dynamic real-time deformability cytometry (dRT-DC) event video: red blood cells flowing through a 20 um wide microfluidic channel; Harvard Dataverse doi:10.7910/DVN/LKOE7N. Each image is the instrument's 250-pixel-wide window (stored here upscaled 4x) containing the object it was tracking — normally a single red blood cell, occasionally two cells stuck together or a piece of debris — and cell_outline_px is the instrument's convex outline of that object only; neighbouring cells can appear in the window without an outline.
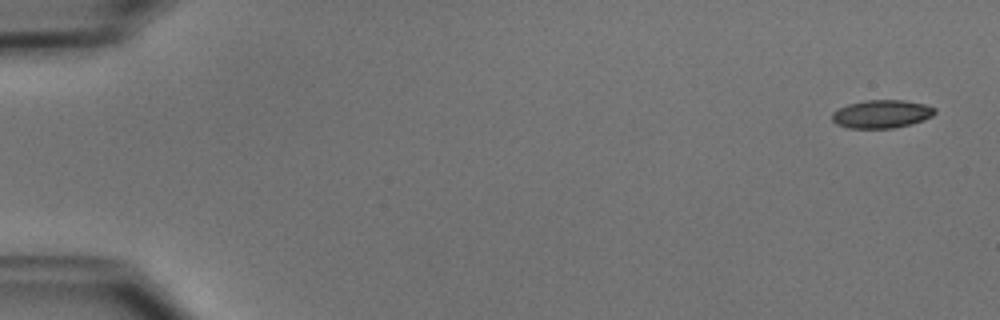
{"species": "common noctule bat (a hibernating species)", "species_latin": "Nyctalus noctula", "temperature_condition": "cold", "stored_images_in_passage": 50, "camera_frame_rate_fps": 3000, "um_per_image_px": 0.085, "animal": {"sex": "male", "body_mass_g": 15.6}, "frame": {"image": 1, "passage_image": 1, "time_ms": 0.0, "image_size_px": [1000, 320], "cell_outline_px": [[936, 112], [932, 116], [924, 120], [912, 124], [892, 128], [848, 128], [836, 124], [832, 120], [832, 112], [848, 104], [864, 100], [904, 100], [924, 104], [936, 108]], "centroid_in_image_um": [74.95, 9.69], "position_along_channel_um": 10.1, "area_um2": 16.94}}
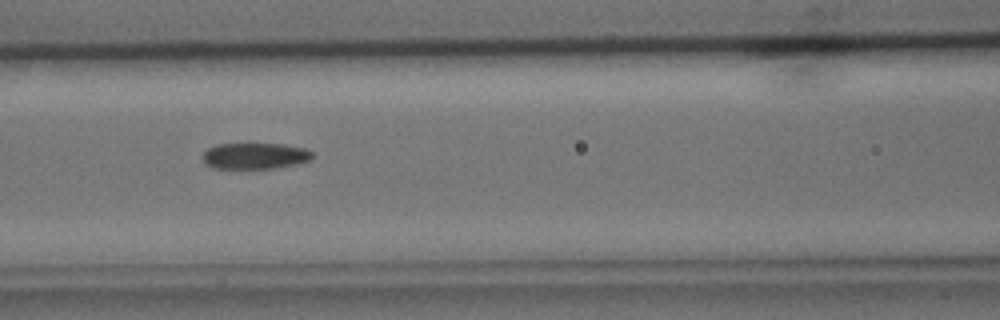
{"frame": {"image": 2, "passage_image": 22, "time_ms": 7.0, "image_size_px": [1000, 320], "cell_outline_px": [[312, 160], [296, 164], [276, 168], [212, 168], [204, 164], [204, 152], [208, 148], [216, 144], [248, 140], [284, 144], [304, 148], [312, 152]], "centroid_in_image_um": [21.65, 13.19], "position_along_channel_um": 145.0, "area_um2": 17.69}}
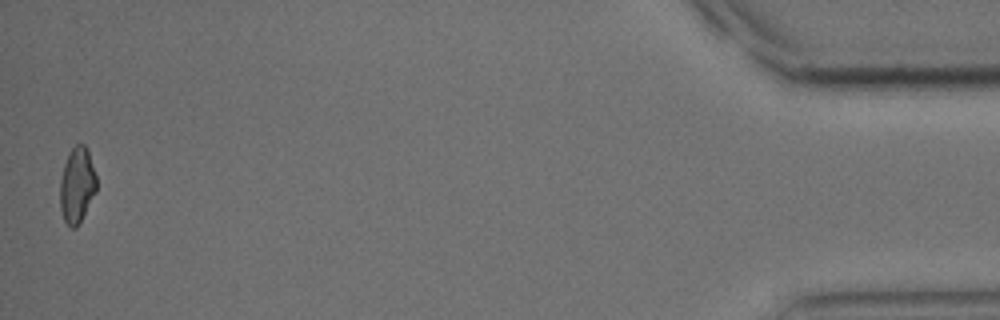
{"frame": {"image": 3, "passage_image": 50, "time_ms": 16.333, "image_size_px": [1000, 320], "cell_outline_px": [[96, 192], [76, 228], [72, 228], [64, 220], [60, 208], [60, 180], [64, 164], [68, 152], [76, 144], [84, 144], [88, 152], [96, 176]], "centroid_in_image_um": [6.53, 15.73], "position_along_channel_um": 428.7, "area_um2": 15.9}, "authors_computed_cell_mechanics": {"area_um2": 17.3111, "velocity_mm_per_s": 3.9402, "shape_relaxation_time_tau1_ms": 6.1586, "shape_relaxation_time_tau2_ms": 3.0338, "deformation_change_tau1": 0.1125, "deformation_change_tau2": 0.0892}}